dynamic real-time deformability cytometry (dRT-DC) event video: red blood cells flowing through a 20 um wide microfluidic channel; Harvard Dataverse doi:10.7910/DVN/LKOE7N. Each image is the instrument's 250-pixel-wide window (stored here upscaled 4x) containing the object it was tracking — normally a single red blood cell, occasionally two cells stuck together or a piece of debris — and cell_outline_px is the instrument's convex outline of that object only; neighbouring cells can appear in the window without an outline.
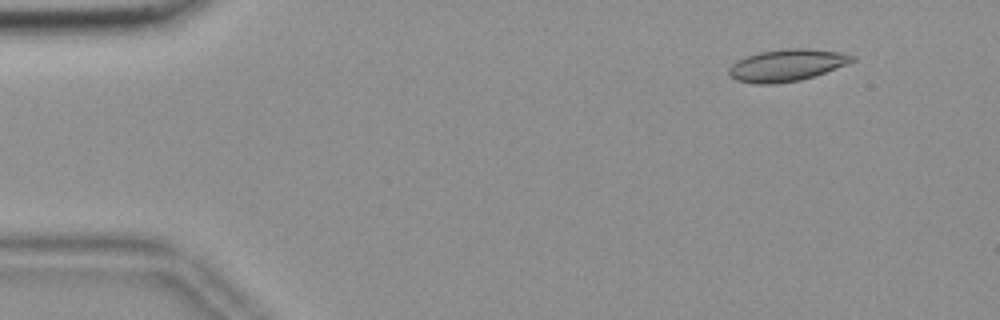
{"species": "common noctule bat (a hibernating species)", "species_latin": "Nyctalus noctula", "temperature_condition": "room temperature", "stored_images_in_passage": 56, "camera_frame_rate_fps": 3000, "um_per_image_px": 0.085, "animal": {"sex": "female", "body_mass_g": 18.4}, "frame": {"image": 1, "passage_image": 6, "time_ms": 1.667, "image_size_px": [1000, 320], "cell_outline_px": [[856, 60], [824, 72], [800, 80], [776, 84], [752, 84], [736, 80], [728, 76], [728, 68], [732, 64], [744, 56], [760, 52], [784, 48], [808, 48], [840, 52], [856, 56]], "centroid_in_image_um": [66.82, 5.54], "position_along_channel_um": 18.2, "area_um2": 23.06}}
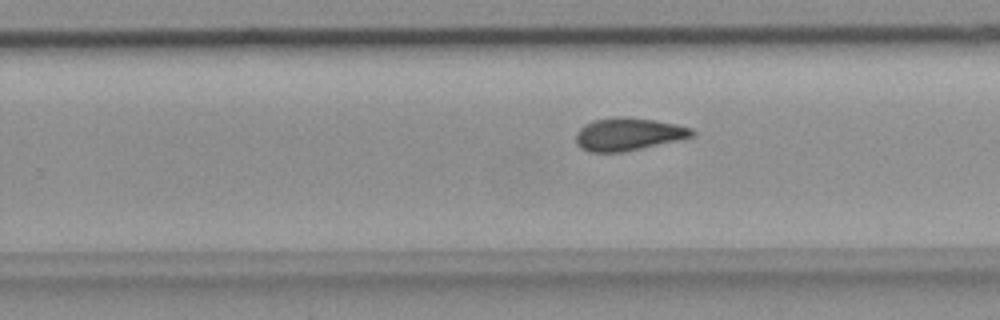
{"frame": {"image": 2, "passage_image": 35, "time_ms": 11.333, "image_size_px": [1000, 320], "cell_outline_px": [[696, 136], [640, 148], [620, 152], [588, 152], [580, 148], [576, 144], [576, 132], [584, 124], [592, 120], [616, 116], [624, 116], [656, 120], [676, 124], [692, 128], [696, 132]], "centroid_in_image_um": [53.38, 11.39], "position_along_channel_um": 276.4, "area_um2": 22.31}}
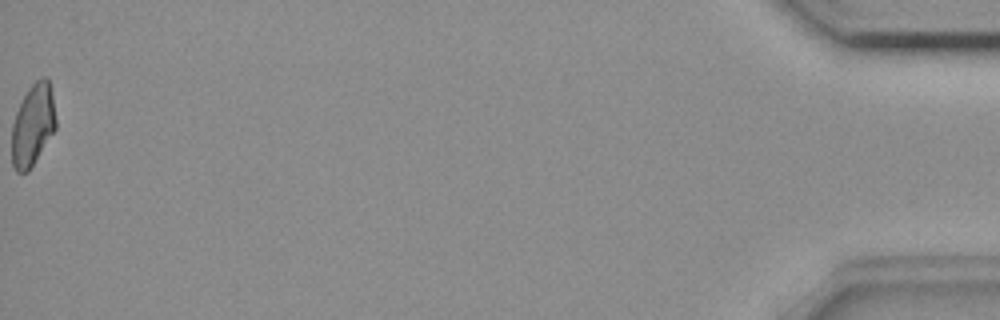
{"frame": {"image": 3, "passage_image": 56, "time_ms": 18.333, "image_size_px": [1000, 320], "cell_outline_px": [[56, 128], [28, 172], [16, 172], [12, 164], [12, 124], [16, 112], [28, 88], [40, 76], [48, 76], [52, 96], [56, 120]], "centroid_in_image_um": [2.79, 10.6], "position_along_channel_um": 432.4, "area_um2": 20.92}, "authors_computed_cell_mechanics": {"area_um2": 22.1374, "velocity_mm_per_s": 3.6649, "shape_relaxation_time_tau1_ms": null, "shape_relaxation_time_tau2_ms": 5.2521, "deformation_change_tau1": null, "deformation_change_tau2": 0.0908}}